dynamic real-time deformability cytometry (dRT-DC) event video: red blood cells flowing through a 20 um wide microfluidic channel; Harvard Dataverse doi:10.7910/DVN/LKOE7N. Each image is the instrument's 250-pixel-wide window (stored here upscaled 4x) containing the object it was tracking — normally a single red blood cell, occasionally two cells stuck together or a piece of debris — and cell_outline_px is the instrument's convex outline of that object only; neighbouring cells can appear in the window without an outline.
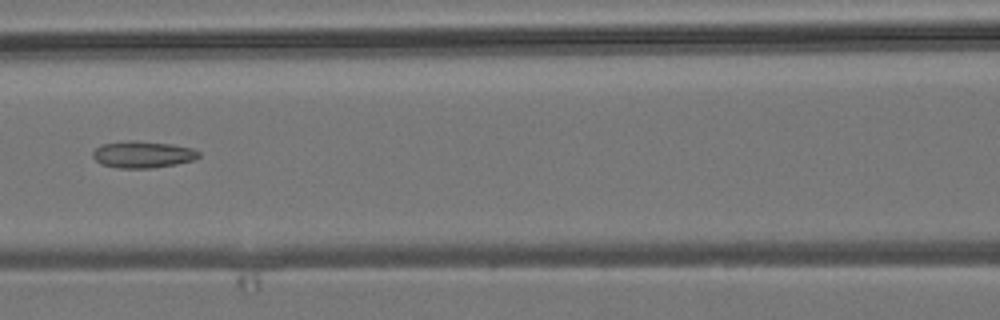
{"species": "common noctule bat (a hibernating species)", "species_latin": "Nyctalus noctula", "temperature_condition": "room temperature", "stored_images_in_passage": 8, "camera_frame_rate_fps": 3000, "um_per_image_px": 0.085, "animal": {"sex": "male", "body_mass_g": 19.2, "forearm_length_mm": 51.8}, "frame": {"image": 1, "passage_image": 6, "time_ms": 6.0, "image_size_px": [1000, 320], "cell_outline_px": [[200, 156], [196, 160], [176, 164], [152, 168], [116, 168], [100, 164], [92, 156], [92, 152], [96, 148], [104, 144], [132, 140], [172, 144], [192, 148], [200, 152]], "centroid_in_image_um": [12.16, 13.14], "position_along_channel_um": 154.4, "area_um2": 16.59}}
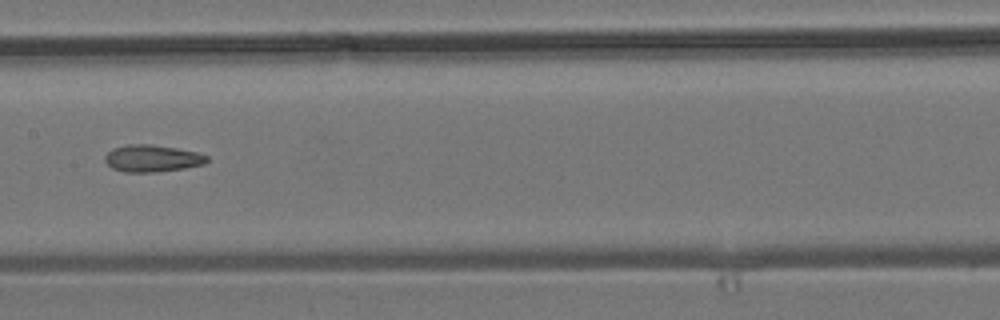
{"frame": {"image": 2, "passage_image": 7, "time_ms": 7.0, "image_size_px": [1000, 320], "cell_outline_px": [[208, 160], [204, 164], [184, 168], [156, 172], [124, 172], [112, 168], [104, 160], [104, 156], [112, 148], [128, 144], [152, 144], [176, 148], [196, 152], [208, 156]], "centroid_in_image_um": [12.91, 13.46], "position_along_channel_um": 194.5, "area_um2": 16.07}}
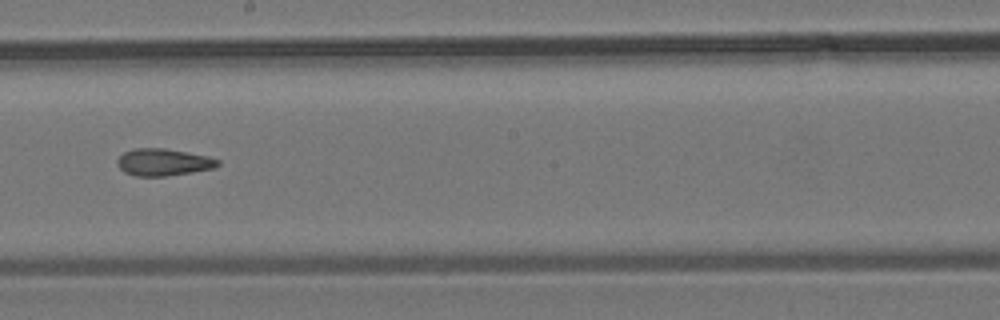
{"frame": {"image": 3, "passage_image": 8, "time_ms": 8.0, "image_size_px": [1000, 320], "cell_outline_px": [[220, 164], [216, 168], [192, 172], [164, 176], [136, 176], [124, 172], [116, 164], [116, 160], [124, 152], [132, 148], [164, 148], [208, 156], [220, 160]], "centroid_in_image_um": [13.88, 13.78], "position_along_channel_um": 234.3, "area_um2": 15.95}}